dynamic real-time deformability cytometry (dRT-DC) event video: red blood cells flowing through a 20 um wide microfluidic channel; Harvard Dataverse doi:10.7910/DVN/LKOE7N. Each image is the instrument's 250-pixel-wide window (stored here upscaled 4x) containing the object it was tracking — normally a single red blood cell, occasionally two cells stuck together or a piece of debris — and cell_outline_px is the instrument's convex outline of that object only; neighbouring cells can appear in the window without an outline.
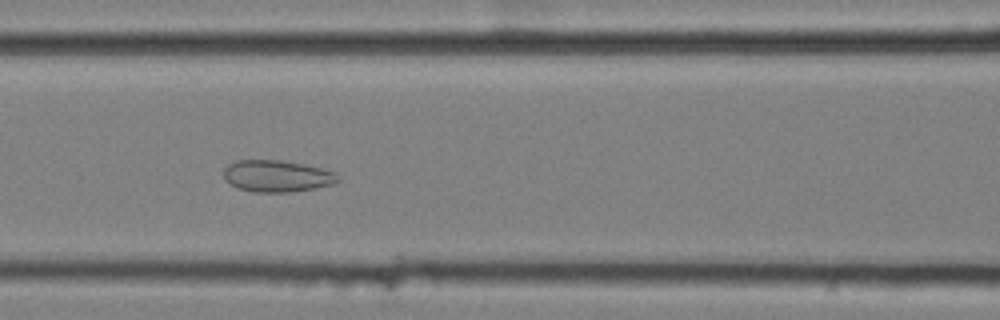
{"species": "common noctule bat (a hibernating species)", "species_latin": "Nyctalus noctula", "temperature_condition": "cold", "stored_images_in_passage": 57, "segment_of_instrument_passage": [2, 2], "camera_frame_rate_fps": 3000, "um_per_image_px": 0.085, "animal": {"sex": "female", "body_mass_g": 25.1}, "frame": {"image": 1, "passage_image": 25, "time_ms": 8.0, "image_size_px": [1000, 320], "cell_outline_px": [[340, 180], [332, 184], [316, 188], [292, 192], [252, 192], [240, 188], [224, 180], [224, 168], [228, 164], [236, 160], [280, 160], [304, 164], [336, 172], [340, 176]], "centroid_in_image_um": [23.56, 14.96], "position_along_channel_um": 143.0, "area_um2": 21.21}}
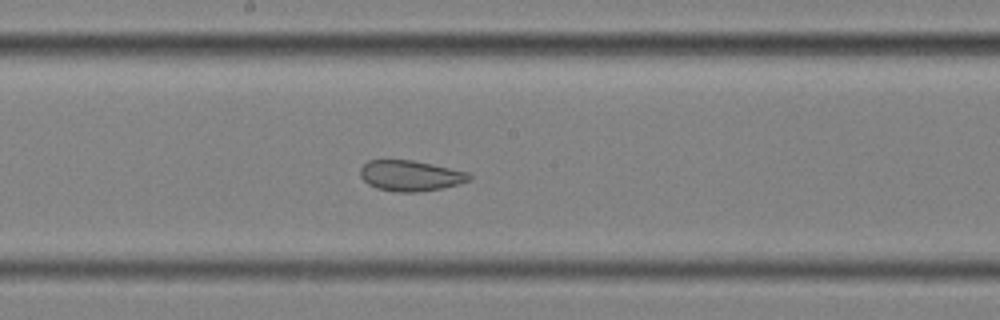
{"frame": {"image": 2, "passage_image": 31, "time_ms": 10.0, "image_size_px": [1000, 320], "cell_outline_px": [[472, 180], [440, 188], [416, 192], [396, 192], [376, 188], [368, 184], [360, 176], [360, 168], [368, 160], [412, 160], [432, 164], [468, 172], [472, 176]], "centroid_in_image_um": [34.87, 14.93], "position_along_channel_um": 213.3, "area_um2": 19.36}}
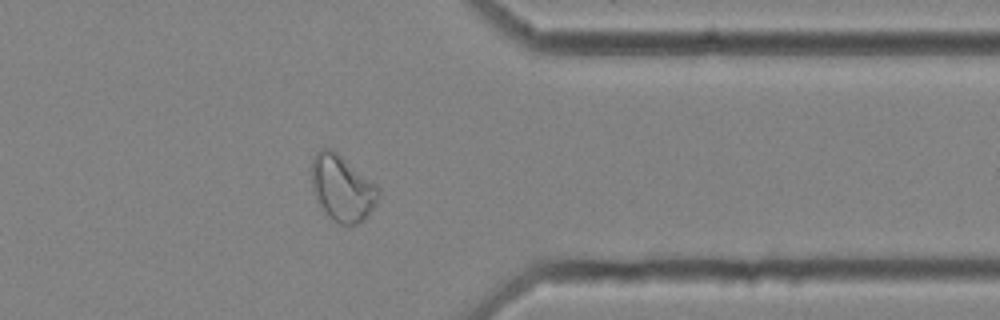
{"frame": {"image": 3, "passage_image": 46, "time_ms": 15.0, "image_size_px": [1000, 320], "cell_outline_px": [[380, 196], [376, 204], [368, 216], [364, 220], [356, 224], [340, 224], [332, 220], [328, 216], [312, 192], [312, 160], [316, 152], [320, 148], [332, 148], [376, 184], [380, 188]], "centroid_in_image_um": [29.1, 15.99], "position_along_channel_um": 382.3, "area_um2": 25.84}}